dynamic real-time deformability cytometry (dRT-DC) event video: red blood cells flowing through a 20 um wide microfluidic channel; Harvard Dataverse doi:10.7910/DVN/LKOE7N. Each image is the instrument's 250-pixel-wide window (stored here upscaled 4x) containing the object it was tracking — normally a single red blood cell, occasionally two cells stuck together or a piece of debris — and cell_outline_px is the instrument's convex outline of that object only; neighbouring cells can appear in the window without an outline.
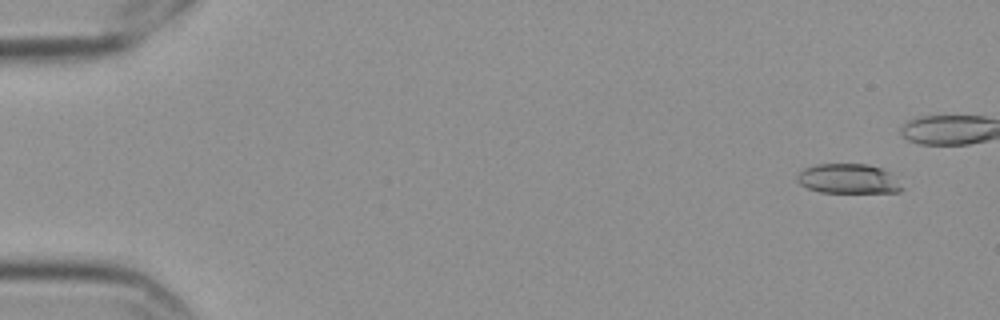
{"species": "Egyptian fruit bat (a non-hibernating species)", "species_latin": "Rousettus aegyptiacus", "temperature_condition": "cold", "stored_images_in_passage": 46, "camera_frame_rate_fps": 3000, "um_per_image_px": 0.085, "frame": {"image": 1, "passage_image": 3, "time_ms": 0.667, "image_size_px": [1000, 320], "cell_outline_px": [[904, 188], [900, 192], [820, 192], [808, 188], [800, 184], [796, 180], [796, 176], [804, 168], [816, 164], [868, 164], [880, 168], [888, 172]], "centroid_in_image_um": [72.07, 15.19], "position_along_channel_um": 12.9, "area_um2": 17.98}}
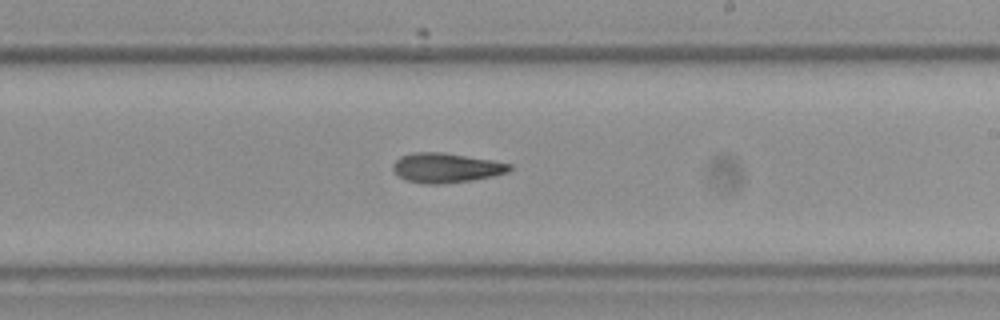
{"frame": {"image": 2, "passage_image": 34, "time_ms": 11.0, "image_size_px": [1000, 320], "cell_outline_px": [[512, 168], [508, 172], [492, 176], [472, 180], [440, 184], [424, 184], [404, 180], [392, 168], [392, 164], [400, 156], [412, 152], [444, 152], [492, 160], [512, 164]], "centroid_in_image_um": [37.9, 14.26], "position_along_channel_um": 251.1, "area_um2": 20.23}}
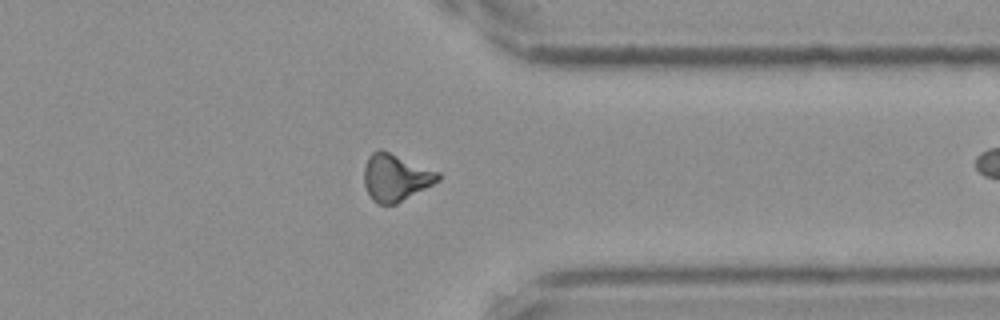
{"frame": {"image": 3, "passage_image": 45, "time_ms": 14.667, "image_size_px": [1000, 320], "cell_outline_px": [[440, 180], [396, 204], [380, 204], [372, 200], [364, 184], [364, 168], [368, 156], [372, 152], [380, 148], [440, 172]], "centroid_in_image_um": [33.62, 15.07], "position_along_channel_um": 377.8, "area_um2": 20.23}}